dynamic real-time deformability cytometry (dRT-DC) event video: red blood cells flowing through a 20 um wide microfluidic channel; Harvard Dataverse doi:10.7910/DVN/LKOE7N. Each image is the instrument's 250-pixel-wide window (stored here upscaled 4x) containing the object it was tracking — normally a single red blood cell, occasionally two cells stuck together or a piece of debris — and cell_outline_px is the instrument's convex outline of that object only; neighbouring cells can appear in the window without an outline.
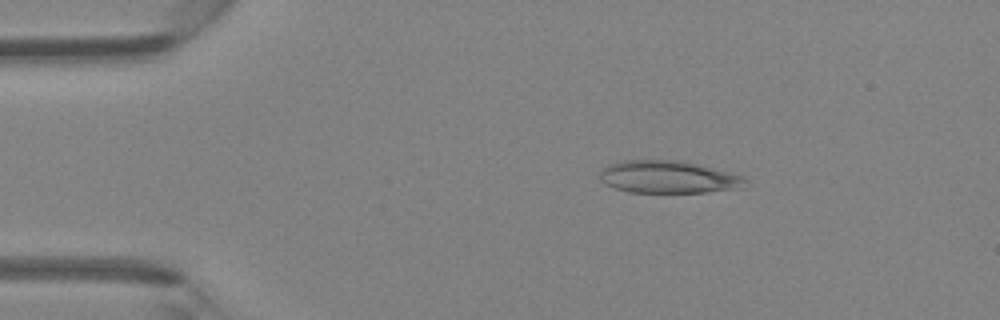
{"species": "Egyptian fruit bat (a non-hibernating species)", "species_latin": "Rousettus aegyptiacus", "temperature_condition": "room temperature", "stored_images_in_passage": 44, "camera_frame_rate_fps": 3000, "um_per_image_px": 0.085, "animal": {"sex": "female"}, "frame": {"image": 1, "passage_image": 7, "time_ms": 2.0, "image_size_px": [1000, 320], "cell_outline_px": [[748, 188], [708, 192], [628, 192], [604, 184], [600, 180], [600, 172], [608, 164], [620, 160], [680, 160], [744, 176], [748, 180]], "centroid_in_image_um": [56.85, 15.05], "position_along_channel_um": 28.2, "area_um2": 27.8}}
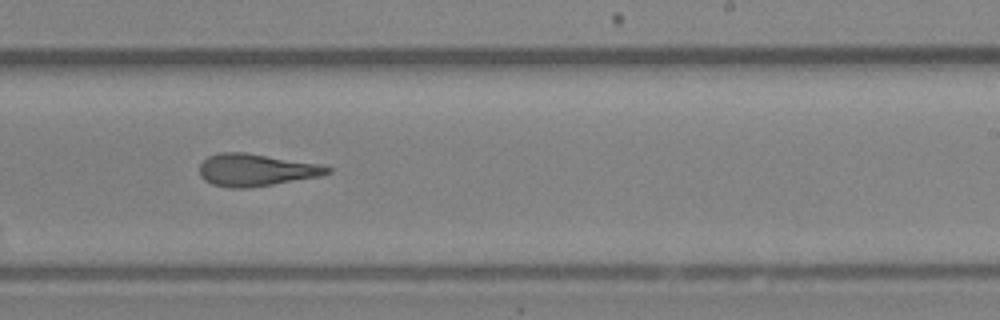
{"frame": {"image": 2, "passage_image": 27, "time_ms": 8.667, "image_size_px": [1000, 320], "cell_outline_px": [[332, 172], [324, 176], [248, 188], [228, 188], [212, 184], [204, 180], [200, 176], [200, 164], [208, 156], [220, 152], [244, 152], [324, 164], [332, 168]], "centroid_in_image_um": [21.82, 14.45], "position_along_channel_um": 267.2, "area_um2": 24.45}}
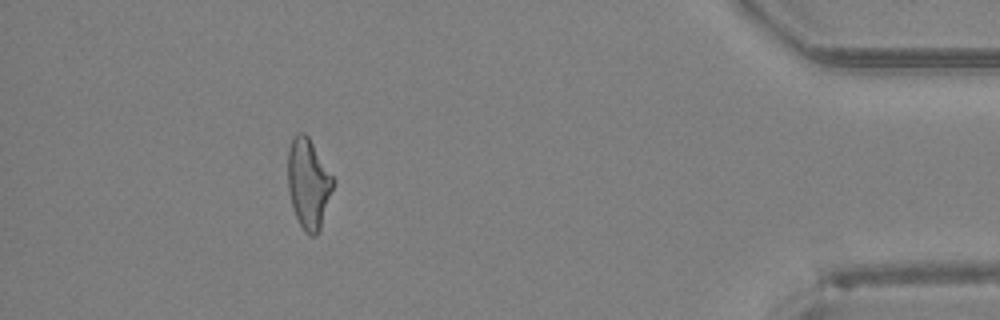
{"frame": {"image": 3, "passage_image": 40, "time_ms": 13.0, "image_size_px": [1000, 320], "cell_outline_px": [[336, 180], [320, 228], [316, 236], [312, 236], [304, 232], [296, 216], [292, 204], [288, 188], [288, 148], [292, 136], [300, 132], [304, 132], [308, 136]], "centroid_in_image_um": [26.22, 15.57], "position_along_channel_um": 409.0, "area_um2": 23.81}}